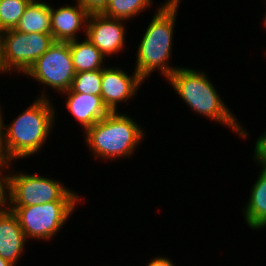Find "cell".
I'll return each instance as SVG.
<instances>
[{"instance_id": "6da1fadb", "label": "cell", "mask_w": 266, "mask_h": 266, "mask_svg": "<svg viewBox=\"0 0 266 266\" xmlns=\"http://www.w3.org/2000/svg\"><path fill=\"white\" fill-rule=\"evenodd\" d=\"M164 3L154 14L138 46L135 71L143 80L156 69H160L161 74L168 79L177 69L176 66H169L168 60L180 0H167Z\"/></svg>"}, {"instance_id": "7a4b0ae2", "label": "cell", "mask_w": 266, "mask_h": 266, "mask_svg": "<svg viewBox=\"0 0 266 266\" xmlns=\"http://www.w3.org/2000/svg\"><path fill=\"white\" fill-rule=\"evenodd\" d=\"M47 98L42 94L9 127L3 125L4 148L10 162L37 153L45 143L55 119V109Z\"/></svg>"}, {"instance_id": "3957f363", "label": "cell", "mask_w": 266, "mask_h": 266, "mask_svg": "<svg viewBox=\"0 0 266 266\" xmlns=\"http://www.w3.org/2000/svg\"><path fill=\"white\" fill-rule=\"evenodd\" d=\"M188 68H177L167 79L178 95L200 115L228 125L233 131L247 137L245 130L220 98L208 75Z\"/></svg>"}, {"instance_id": "277c9868", "label": "cell", "mask_w": 266, "mask_h": 266, "mask_svg": "<svg viewBox=\"0 0 266 266\" xmlns=\"http://www.w3.org/2000/svg\"><path fill=\"white\" fill-rule=\"evenodd\" d=\"M129 116L118 111L109 112L104 118L85 130L86 143L96 157L116 159L133 154L143 139V130Z\"/></svg>"}, {"instance_id": "5b68a950", "label": "cell", "mask_w": 266, "mask_h": 266, "mask_svg": "<svg viewBox=\"0 0 266 266\" xmlns=\"http://www.w3.org/2000/svg\"><path fill=\"white\" fill-rule=\"evenodd\" d=\"M54 43L51 34L24 33L8 29L0 36V65L4 72L24 74Z\"/></svg>"}, {"instance_id": "8992f818", "label": "cell", "mask_w": 266, "mask_h": 266, "mask_svg": "<svg viewBox=\"0 0 266 266\" xmlns=\"http://www.w3.org/2000/svg\"><path fill=\"white\" fill-rule=\"evenodd\" d=\"M79 200H58L32 206H10L26 238L49 240L65 224Z\"/></svg>"}, {"instance_id": "52a82bcc", "label": "cell", "mask_w": 266, "mask_h": 266, "mask_svg": "<svg viewBox=\"0 0 266 266\" xmlns=\"http://www.w3.org/2000/svg\"><path fill=\"white\" fill-rule=\"evenodd\" d=\"M10 206H32L58 200H80L57 180L25 173L9 174Z\"/></svg>"}, {"instance_id": "ba28073f", "label": "cell", "mask_w": 266, "mask_h": 266, "mask_svg": "<svg viewBox=\"0 0 266 266\" xmlns=\"http://www.w3.org/2000/svg\"><path fill=\"white\" fill-rule=\"evenodd\" d=\"M25 75L59 92L69 90L76 75L69 42L54 41Z\"/></svg>"}, {"instance_id": "9c48e42d", "label": "cell", "mask_w": 266, "mask_h": 266, "mask_svg": "<svg viewBox=\"0 0 266 266\" xmlns=\"http://www.w3.org/2000/svg\"><path fill=\"white\" fill-rule=\"evenodd\" d=\"M123 21L102 13H92L84 29L85 36L104 56L118 53L124 48L125 42Z\"/></svg>"}, {"instance_id": "30bf717a", "label": "cell", "mask_w": 266, "mask_h": 266, "mask_svg": "<svg viewBox=\"0 0 266 266\" xmlns=\"http://www.w3.org/2000/svg\"><path fill=\"white\" fill-rule=\"evenodd\" d=\"M133 76L119 68L102 69L101 98L110 112H116L117 104L135 96L138 87L144 82L134 71Z\"/></svg>"}, {"instance_id": "8fae6325", "label": "cell", "mask_w": 266, "mask_h": 266, "mask_svg": "<svg viewBox=\"0 0 266 266\" xmlns=\"http://www.w3.org/2000/svg\"><path fill=\"white\" fill-rule=\"evenodd\" d=\"M54 9L50 5L51 35L54 41L69 42L77 39L76 33L87 25L89 13L78 3Z\"/></svg>"}, {"instance_id": "7c38bea8", "label": "cell", "mask_w": 266, "mask_h": 266, "mask_svg": "<svg viewBox=\"0 0 266 266\" xmlns=\"http://www.w3.org/2000/svg\"><path fill=\"white\" fill-rule=\"evenodd\" d=\"M63 93L68 96L67 109L80 122L84 131L110 112L104 105L101 96L72 92L70 89Z\"/></svg>"}, {"instance_id": "4fadbf2b", "label": "cell", "mask_w": 266, "mask_h": 266, "mask_svg": "<svg viewBox=\"0 0 266 266\" xmlns=\"http://www.w3.org/2000/svg\"><path fill=\"white\" fill-rule=\"evenodd\" d=\"M26 236L15 213L0 215V257L15 266L24 251Z\"/></svg>"}, {"instance_id": "5bb4252c", "label": "cell", "mask_w": 266, "mask_h": 266, "mask_svg": "<svg viewBox=\"0 0 266 266\" xmlns=\"http://www.w3.org/2000/svg\"><path fill=\"white\" fill-rule=\"evenodd\" d=\"M15 30L24 33L51 34L50 4L32 0L25 8Z\"/></svg>"}, {"instance_id": "9a60e30c", "label": "cell", "mask_w": 266, "mask_h": 266, "mask_svg": "<svg viewBox=\"0 0 266 266\" xmlns=\"http://www.w3.org/2000/svg\"><path fill=\"white\" fill-rule=\"evenodd\" d=\"M244 216L247 224L253 230H259L266 226V170H261L251 189Z\"/></svg>"}, {"instance_id": "2e32d148", "label": "cell", "mask_w": 266, "mask_h": 266, "mask_svg": "<svg viewBox=\"0 0 266 266\" xmlns=\"http://www.w3.org/2000/svg\"><path fill=\"white\" fill-rule=\"evenodd\" d=\"M70 53L76 73L102 70L105 56L87 38L82 42L69 41Z\"/></svg>"}, {"instance_id": "e0dca14e", "label": "cell", "mask_w": 266, "mask_h": 266, "mask_svg": "<svg viewBox=\"0 0 266 266\" xmlns=\"http://www.w3.org/2000/svg\"><path fill=\"white\" fill-rule=\"evenodd\" d=\"M152 3V0H109L102 14L110 18L127 20L148 9Z\"/></svg>"}, {"instance_id": "ac0fdd59", "label": "cell", "mask_w": 266, "mask_h": 266, "mask_svg": "<svg viewBox=\"0 0 266 266\" xmlns=\"http://www.w3.org/2000/svg\"><path fill=\"white\" fill-rule=\"evenodd\" d=\"M102 70L76 73L70 90L72 92L101 96Z\"/></svg>"}, {"instance_id": "d6986e66", "label": "cell", "mask_w": 266, "mask_h": 266, "mask_svg": "<svg viewBox=\"0 0 266 266\" xmlns=\"http://www.w3.org/2000/svg\"><path fill=\"white\" fill-rule=\"evenodd\" d=\"M32 0H0L1 25L5 30L15 29L25 8Z\"/></svg>"}, {"instance_id": "ffe728a7", "label": "cell", "mask_w": 266, "mask_h": 266, "mask_svg": "<svg viewBox=\"0 0 266 266\" xmlns=\"http://www.w3.org/2000/svg\"><path fill=\"white\" fill-rule=\"evenodd\" d=\"M1 174L3 173L0 170V215L5 214L10 210V206L8 205L10 204V179L9 175L5 176L4 174V176L1 177ZM6 205L8 206L6 207Z\"/></svg>"}, {"instance_id": "44dd1931", "label": "cell", "mask_w": 266, "mask_h": 266, "mask_svg": "<svg viewBox=\"0 0 266 266\" xmlns=\"http://www.w3.org/2000/svg\"><path fill=\"white\" fill-rule=\"evenodd\" d=\"M89 14L102 13L109 0H76Z\"/></svg>"}, {"instance_id": "7402d4cb", "label": "cell", "mask_w": 266, "mask_h": 266, "mask_svg": "<svg viewBox=\"0 0 266 266\" xmlns=\"http://www.w3.org/2000/svg\"><path fill=\"white\" fill-rule=\"evenodd\" d=\"M255 144L254 159L263 166V170H266V132L257 139Z\"/></svg>"}, {"instance_id": "603a6c76", "label": "cell", "mask_w": 266, "mask_h": 266, "mask_svg": "<svg viewBox=\"0 0 266 266\" xmlns=\"http://www.w3.org/2000/svg\"><path fill=\"white\" fill-rule=\"evenodd\" d=\"M1 110V108H0ZM2 112L0 111V169L8 168L10 165V161L8 160L5 148H4V141H3V119H2ZM4 167V168H3Z\"/></svg>"}, {"instance_id": "cb8c5ba5", "label": "cell", "mask_w": 266, "mask_h": 266, "mask_svg": "<svg viewBox=\"0 0 266 266\" xmlns=\"http://www.w3.org/2000/svg\"><path fill=\"white\" fill-rule=\"evenodd\" d=\"M147 266H175L173 262L166 257H156L151 260Z\"/></svg>"}, {"instance_id": "d4e9b609", "label": "cell", "mask_w": 266, "mask_h": 266, "mask_svg": "<svg viewBox=\"0 0 266 266\" xmlns=\"http://www.w3.org/2000/svg\"><path fill=\"white\" fill-rule=\"evenodd\" d=\"M0 266H13L8 261L4 260L2 257H0Z\"/></svg>"}, {"instance_id": "484cf974", "label": "cell", "mask_w": 266, "mask_h": 266, "mask_svg": "<svg viewBox=\"0 0 266 266\" xmlns=\"http://www.w3.org/2000/svg\"><path fill=\"white\" fill-rule=\"evenodd\" d=\"M4 31L5 29L1 25V18H0V36L3 34Z\"/></svg>"}, {"instance_id": "4316f807", "label": "cell", "mask_w": 266, "mask_h": 266, "mask_svg": "<svg viewBox=\"0 0 266 266\" xmlns=\"http://www.w3.org/2000/svg\"><path fill=\"white\" fill-rule=\"evenodd\" d=\"M264 23H265V26H266V15H265V18H264Z\"/></svg>"}]
</instances>
